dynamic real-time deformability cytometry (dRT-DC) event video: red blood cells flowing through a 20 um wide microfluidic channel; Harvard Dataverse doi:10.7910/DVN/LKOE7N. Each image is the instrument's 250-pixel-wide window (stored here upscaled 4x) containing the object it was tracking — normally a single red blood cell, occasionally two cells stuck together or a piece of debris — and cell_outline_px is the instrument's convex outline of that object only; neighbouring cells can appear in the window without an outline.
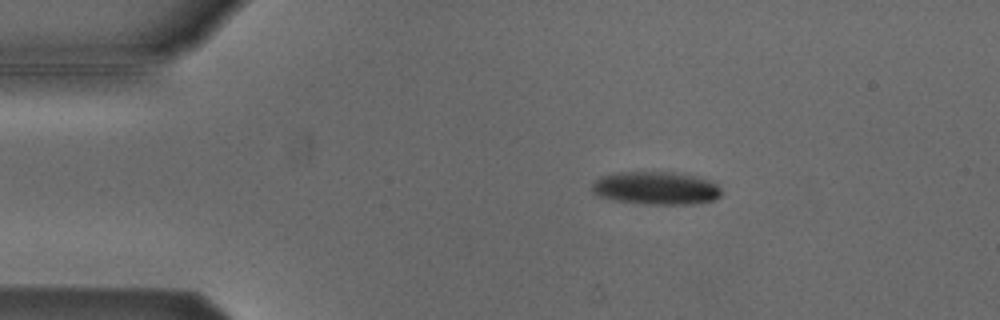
{"species": "Egyptian fruit bat (a non-hibernating species)", "species_latin": "Rousettus aegyptiacus", "temperature_condition": "cold", "stored_images_in_passage": 6, "camera_frame_rate_fps": 3000, "um_per_image_px": 0.085, "animal": {"sex": "male"}, "frame": {"image": 1, "passage_image": 3, "time_ms": 0.667, "image_size_px": [1000, 320], "cell_outline_px": [[724, 192], [720, 196], [712, 200], [692, 204], [644, 204], [616, 200], [600, 196], [592, 192], [592, 184], [600, 176], [620, 172], [672, 172], [696, 176], [712, 180]], "centroid_in_image_um": [55.79, 15.98], "position_along_channel_um": 29.2, "area_um2": 24.91}}